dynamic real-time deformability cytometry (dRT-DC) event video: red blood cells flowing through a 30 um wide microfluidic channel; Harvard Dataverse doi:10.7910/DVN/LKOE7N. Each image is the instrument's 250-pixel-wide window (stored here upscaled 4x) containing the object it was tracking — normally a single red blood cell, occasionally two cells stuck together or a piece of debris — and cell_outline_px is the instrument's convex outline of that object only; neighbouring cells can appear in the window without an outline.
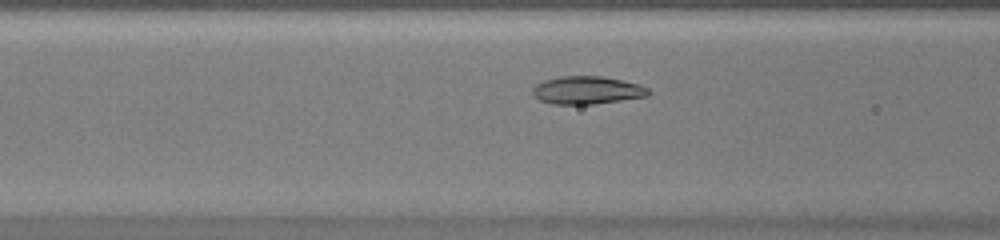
{"species": "common noctule bat (a hibernating species)", "species_latin": "Nyctalus noctula", "temperature_condition": "warm", "stored_images_in_passage": 37, "camera_frame_rate_fps": 3000, "um_per_image_px": 0.085, "animal": {"sex": "female", "body_mass_g": 20.0, "forearm_length_mm": 54.0}, "frame": {"image": 1, "passage_image": 10, "time_ms": 3.0, "image_size_px": [1000, 240], "cell_outline_px": [[652, 92], [648, 96], [596, 104], [552, 104], [540, 100], [532, 96], [532, 88], [536, 84], [544, 80], [560, 76], [604, 76], [640, 84], [648, 88]], "centroid_in_image_um": [49.9, 7.67], "position_along_channel_um": 116.7, "area_um2": 19.07}}
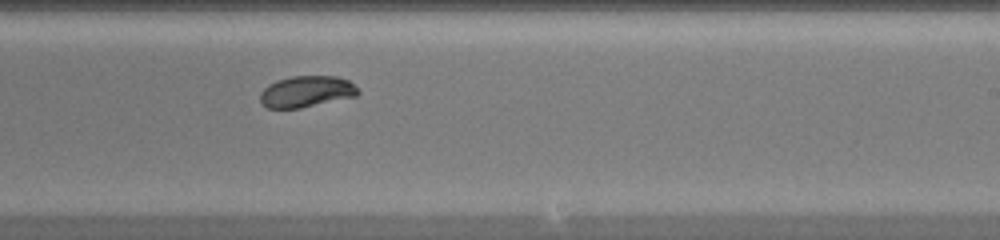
{"frame": {"image": 2, "passage_image": 20, "time_ms": 6.333, "image_size_px": [1000, 240], "cell_outline_px": [[360, 92], [356, 96], [300, 108], [268, 108], [260, 104], [260, 92], [268, 84], [276, 80], [292, 76], [336, 76], [348, 80]], "centroid_in_image_um": [26.0, 7.78], "position_along_channel_um": 263.0, "area_um2": 17.86}}
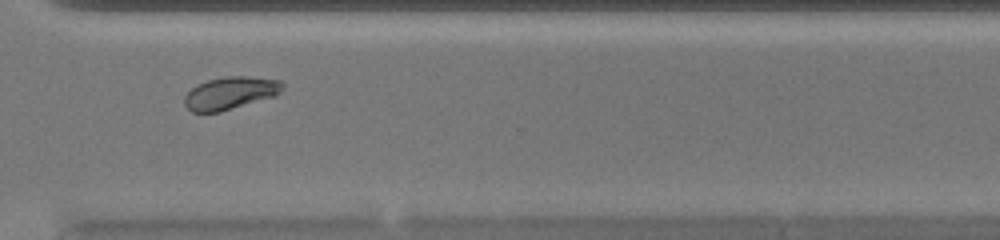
{"frame": {"image": 3, "passage_image": 26, "time_ms": 8.333, "image_size_px": [1000, 240], "cell_outline_px": [[284, 88], [276, 96], [220, 112], [192, 112], [184, 104], [184, 96], [196, 84], [208, 80], [224, 76], [248, 76], [280, 80], [284, 84]], "centroid_in_image_um": [19.59, 7.9], "position_along_channel_um": 351.0, "area_um2": 18.79}}